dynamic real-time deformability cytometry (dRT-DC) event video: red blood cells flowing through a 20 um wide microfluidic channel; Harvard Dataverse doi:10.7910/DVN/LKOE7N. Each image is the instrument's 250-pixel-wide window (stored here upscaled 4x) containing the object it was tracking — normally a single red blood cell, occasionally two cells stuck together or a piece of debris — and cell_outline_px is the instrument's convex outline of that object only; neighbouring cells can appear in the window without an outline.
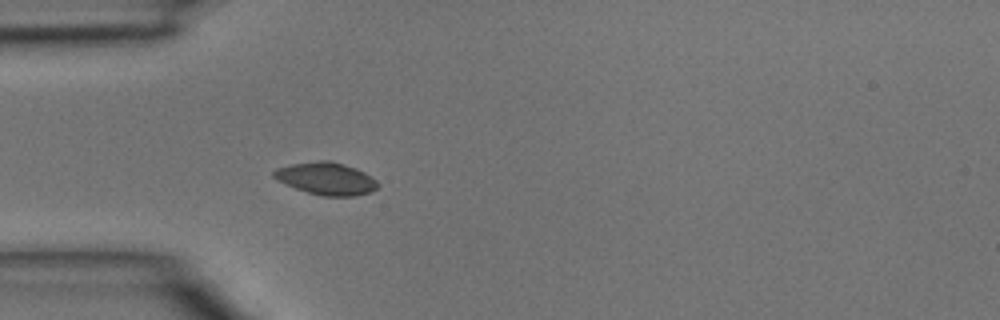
{"species": "common noctule bat (a hibernating species)", "species_latin": "Nyctalus noctula", "temperature_condition": "room temperature", "stored_images_in_passage": 3, "camera_frame_rate_fps": 3000, "um_per_image_px": 0.085, "animal": {"sex": "male", "body_mass_g": 15.6}, "frame": {"image": 1, "passage_image": 3, "time_ms": 0.667, "image_size_px": [1000, 320], "cell_outline_px": [[380, 184], [372, 192], [356, 196], [324, 196], [308, 192], [296, 188], [276, 180], [272, 176], [272, 172], [276, 168], [292, 164], [320, 160], [328, 160], [356, 168], [364, 172], [376, 180]], "centroid_in_image_um": [27.73, 15.18], "position_along_channel_um": 57.3, "area_um2": 19.59}}